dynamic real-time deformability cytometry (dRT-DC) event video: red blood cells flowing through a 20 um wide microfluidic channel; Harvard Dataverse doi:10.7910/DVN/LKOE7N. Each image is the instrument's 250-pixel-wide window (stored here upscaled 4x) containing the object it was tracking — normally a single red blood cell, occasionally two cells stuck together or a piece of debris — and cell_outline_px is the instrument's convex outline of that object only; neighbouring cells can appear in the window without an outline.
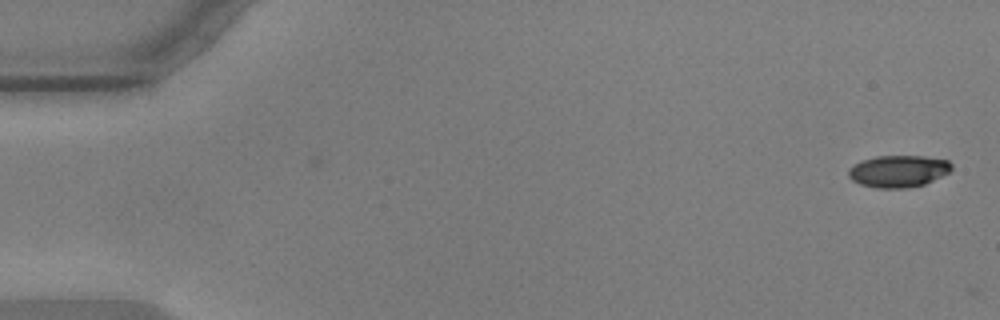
{"species": "common noctule bat (a hibernating species)", "species_latin": "Nyctalus noctula", "temperature_condition": "warm", "stored_images_in_passage": 23, "camera_frame_rate_fps": 3000, "um_per_image_px": 0.085, "animal": {"sex": "male", "body_mass_g": 17.9, "forearm_length_mm": 54.2}, "frame": {"image": 1, "passage_image": 1, "time_ms": 0.0, "image_size_px": [1000, 320], "cell_outline_px": [[952, 168], [948, 172], [924, 184], [908, 188], [876, 188], [860, 184], [852, 180], [848, 176], [848, 172], [860, 160], [876, 156], [920, 156], [948, 160], [952, 164]], "centroid_in_image_um": [76.35, 14.55], "position_along_channel_um": 8.7, "area_um2": 19.02}}
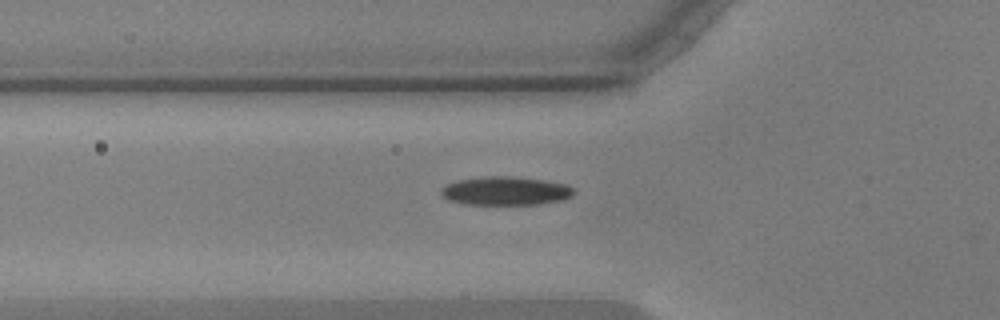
{"frame": {"image": 2, "passage_image": 19, "time_ms": 6.0, "image_size_px": [1000, 320], "cell_outline_px": [[576, 192], [572, 196], [564, 200], [540, 204], [464, 204], [448, 200], [440, 192], [440, 188], [456, 180], [480, 176], [512, 176], [544, 180], [568, 184], [576, 188]], "centroid_in_image_um": [43.02, 16.22], "position_along_channel_um": 82.8, "area_um2": 22.48}}
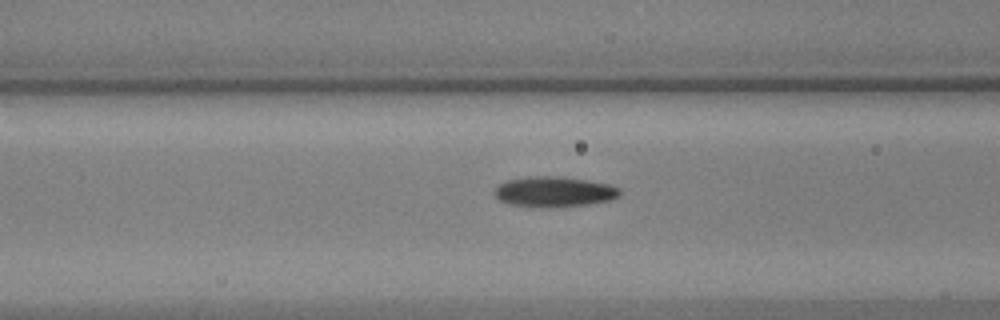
{"frame": {"image": 3, "passage_image": 22, "time_ms": 7.0, "image_size_px": [1000, 320], "cell_outline_px": [[620, 196], [612, 200], [588, 204], [540, 208], [508, 204], [500, 200], [496, 196], [496, 188], [500, 184], [508, 180], [528, 176], [560, 176], [588, 180], [608, 184], [620, 188]], "centroid_in_image_um": [47.13, 16.3], "position_along_channel_um": 119.5, "area_um2": 22.2}}